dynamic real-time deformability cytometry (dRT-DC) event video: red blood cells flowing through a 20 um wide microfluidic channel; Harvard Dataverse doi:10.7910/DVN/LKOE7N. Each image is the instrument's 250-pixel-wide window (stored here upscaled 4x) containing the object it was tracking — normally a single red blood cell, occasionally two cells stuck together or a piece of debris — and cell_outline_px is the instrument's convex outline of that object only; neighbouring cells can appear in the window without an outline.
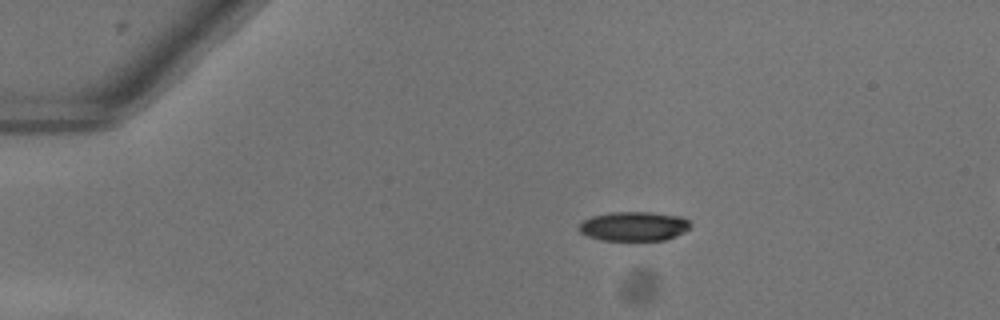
{"species": "common noctule bat (a hibernating species)", "species_latin": "Nyctalus noctula", "temperature_condition": "warm", "stored_images_in_passage": 8, "camera_frame_rate_fps": 3000, "um_per_image_px": 0.085, "animal": {"sex": "female"}, "frame": {"image": 1, "passage_image": 1, "time_ms": 0.0, "image_size_px": [1000, 320], "cell_outline_px": [[692, 228], [676, 236], [664, 240], [600, 240], [588, 236], [580, 232], [576, 228], [584, 220], [592, 216], [612, 212], [648, 212], [680, 216], [688, 220], [692, 224]], "centroid_in_image_um": [53.89, 19.23], "position_along_channel_um": 31.1, "area_um2": 19.13}}